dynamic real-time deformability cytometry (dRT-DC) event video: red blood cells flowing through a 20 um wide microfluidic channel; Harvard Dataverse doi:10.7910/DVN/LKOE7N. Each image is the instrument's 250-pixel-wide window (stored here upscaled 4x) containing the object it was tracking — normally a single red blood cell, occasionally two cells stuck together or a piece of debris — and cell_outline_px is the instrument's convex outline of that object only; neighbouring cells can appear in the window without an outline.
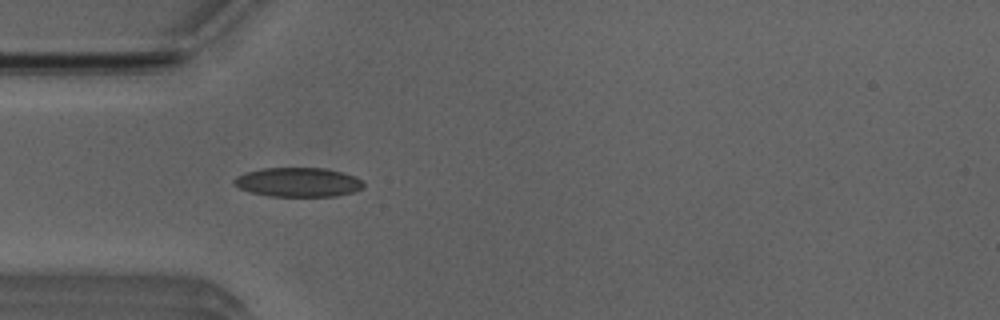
{"species": "Egyptian fruit bat (a non-hibernating species)", "species_latin": "Rousettus aegyptiacus", "temperature_condition": "room temperature", "stored_images_in_passage": 23, "camera_frame_rate_fps": 3000, "um_per_image_px": 0.085, "animal": {"sex": "male"}, "frame": {"image": 1, "passage_image": 3, "time_ms": 0.667, "image_size_px": [1000, 320], "cell_outline_px": [[364, 188], [352, 192], [336, 196], [268, 196], [252, 192], [240, 188], [232, 180], [236, 176], [244, 172], [264, 168], [328, 168], [344, 172], [356, 176], [364, 184]], "centroid_in_image_um": [25.37, 15.48], "position_along_channel_um": 59.6, "area_um2": 22.14}}
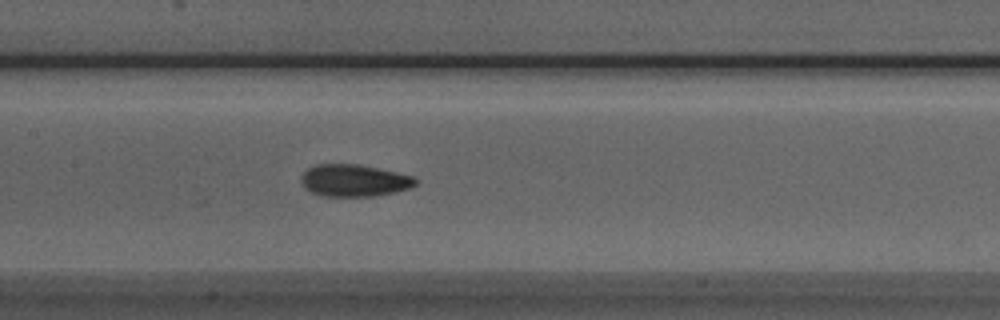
{"frame": {"image": 2, "passage_image": 12, "time_ms": 3.667, "image_size_px": [1000, 320], "cell_outline_px": [[416, 184], [408, 188], [392, 192], [372, 196], [320, 196], [304, 188], [300, 184], [300, 176], [308, 168], [316, 164], [360, 164], [396, 172], [412, 176], [416, 180]], "centroid_in_image_um": [30.02, 15.33], "position_along_channel_um": 177.4, "area_um2": 21.33}}
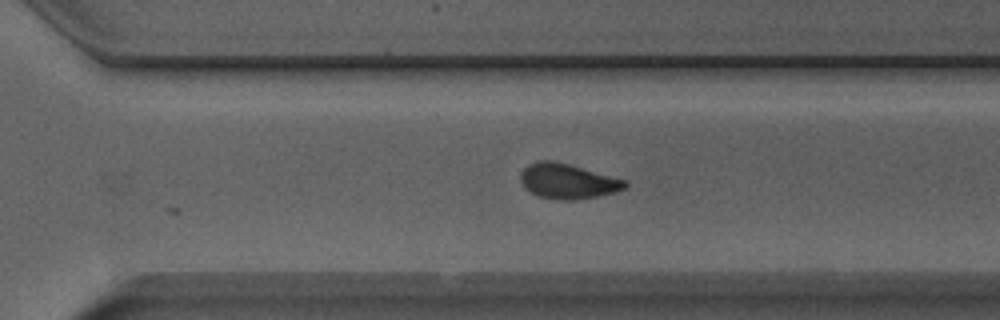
{"frame": {"image": 3, "passage_image": 23, "time_ms": 7.333, "image_size_px": [1000, 320], "cell_outline_px": [[628, 184], [624, 188], [612, 192], [596, 196], [572, 200], [560, 200], [540, 196], [524, 188], [520, 180], [520, 176], [524, 168], [528, 164], [540, 160], [552, 160], [568, 164], [628, 180]], "centroid_in_image_um": [48.24, 15.39], "position_along_channel_um": 322.4, "area_um2": 21.1}}